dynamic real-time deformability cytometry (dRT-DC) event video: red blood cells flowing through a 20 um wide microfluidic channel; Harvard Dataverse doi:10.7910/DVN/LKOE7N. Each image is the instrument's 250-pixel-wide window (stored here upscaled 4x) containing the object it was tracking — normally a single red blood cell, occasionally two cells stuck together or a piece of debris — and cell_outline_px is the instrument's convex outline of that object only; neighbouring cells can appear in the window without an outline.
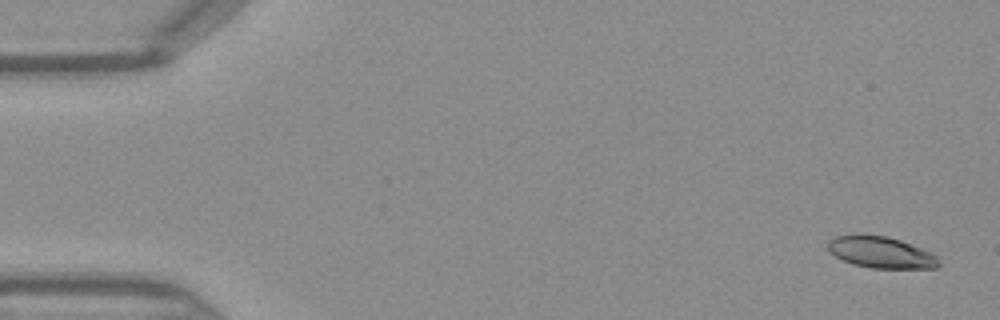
{"species": "Egyptian fruit bat (a non-hibernating species)", "species_latin": "Rousettus aegyptiacus", "temperature_condition": "warm", "stored_images_in_passage": 11, "camera_frame_rate_fps": 3000, "um_per_image_px": 0.085, "frame": {"image": 1, "passage_image": 2, "time_ms": 0.333, "image_size_px": [1000, 320], "cell_outline_px": [[940, 264], [936, 268], [872, 268], [852, 264], [836, 256], [828, 248], [828, 240], [832, 236], [888, 236], [900, 240], [932, 252], [936, 256]], "centroid_in_image_um": [74.91, 21.47], "position_along_channel_um": 10.1, "area_um2": 19.94}}